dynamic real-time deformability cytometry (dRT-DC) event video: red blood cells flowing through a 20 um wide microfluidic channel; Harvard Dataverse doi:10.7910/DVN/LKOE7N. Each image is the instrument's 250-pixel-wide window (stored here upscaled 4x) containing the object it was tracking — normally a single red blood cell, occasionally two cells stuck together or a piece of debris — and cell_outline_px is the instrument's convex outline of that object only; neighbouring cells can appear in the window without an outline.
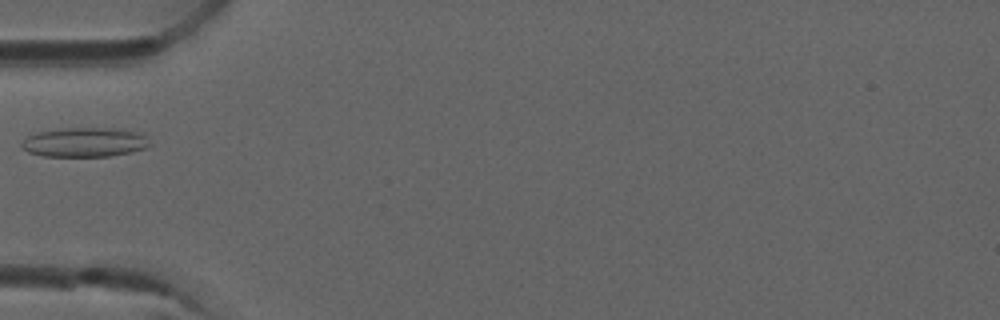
{"species": "common noctule bat (a hibernating species)", "species_latin": "Nyctalus noctula", "temperature_condition": "room temperature", "stored_images_in_passage": 1, "camera_frame_rate_fps": 3000, "um_per_image_px": 0.085, "animal": {"sex": "male", "forearm_length_mm": 52.5}, "frame": {"image": 1, "passage_image": 1, "time_ms": 0.0, "image_size_px": [1000, 320], "cell_outline_px": [[152, 144], [148, 148], [132, 152], [108, 156], [44, 156], [28, 152], [20, 144], [28, 136], [36, 132], [64, 128], [112, 128], [136, 132], [144, 136]], "centroid_in_image_um": [7.21, 12.09], "position_along_channel_um": 77.8, "area_um2": 21.85}}